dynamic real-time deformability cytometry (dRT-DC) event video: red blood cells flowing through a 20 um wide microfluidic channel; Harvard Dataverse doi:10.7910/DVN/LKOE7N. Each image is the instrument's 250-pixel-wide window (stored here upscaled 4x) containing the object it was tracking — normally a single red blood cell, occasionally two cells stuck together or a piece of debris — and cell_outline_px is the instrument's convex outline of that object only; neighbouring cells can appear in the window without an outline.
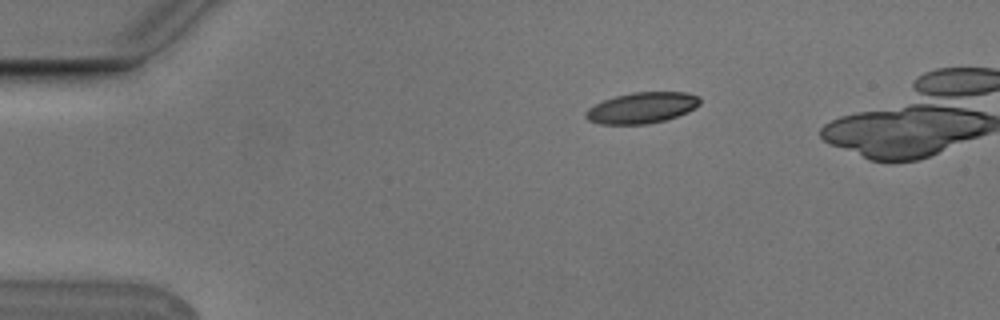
{"species": "Egyptian fruit bat (a non-hibernating species)", "species_latin": "Rousettus aegyptiacus", "temperature_condition": "cold", "stored_images_in_passage": 3, "camera_frame_rate_fps": 3000, "um_per_image_px": 0.085, "animal": {"sex": "male"}, "frame": {"image": 1, "passage_image": 1, "time_ms": 0.0, "image_size_px": [1000, 320], "cell_outline_px": [[700, 104], [688, 112], [664, 120], [648, 124], [600, 124], [588, 120], [584, 116], [584, 112], [588, 108], [604, 100], [616, 96], [632, 92], [688, 92], [700, 96]], "centroid_in_image_um": [54.56, 9.16], "position_along_channel_um": 30.4, "area_um2": 20.63}}